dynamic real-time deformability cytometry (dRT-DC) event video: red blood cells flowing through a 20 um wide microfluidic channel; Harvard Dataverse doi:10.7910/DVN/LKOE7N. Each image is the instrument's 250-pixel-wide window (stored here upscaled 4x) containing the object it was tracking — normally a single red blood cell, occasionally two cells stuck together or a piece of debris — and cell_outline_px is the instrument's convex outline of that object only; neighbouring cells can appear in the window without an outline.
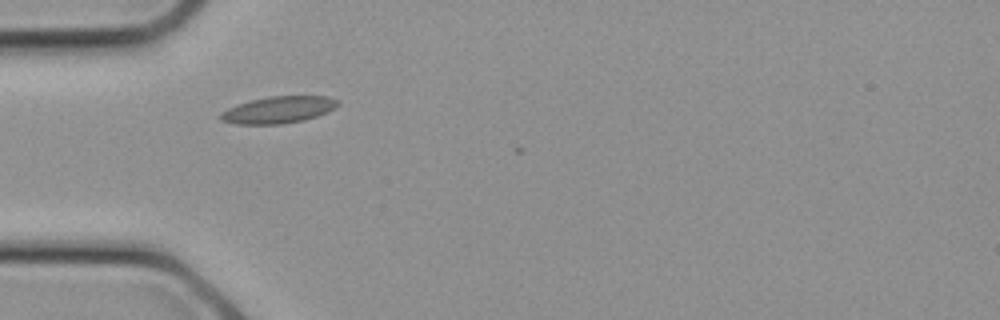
{"species": "common noctule bat (a hibernating species)", "species_latin": "Nyctalus noctula", "temperature_condition": "cold", "stored_images_in_passage": 3, "camera_frame_rate_fps": 3000, "um_per_image_px": 0.085, "animal": {"sex": "female", "body_mass_g": 21.9}, "frame": {"image": 1, "passage_image": 2, "time_ms": 0.333, "image_size_px": [1000, 320], "cell_outline_px": [[340, 104], [336, 108], [328, 112], [304, 120], [280, 124], [236, 124], [220, 120], [220, 112], [228, 108], [252, 100], [268, 96], [328, 96], [340, 100]], "centroid_in_image_um": [23.71, 9.33], "position_along_channel_um": 61.3, "area_um2": 18.38}}